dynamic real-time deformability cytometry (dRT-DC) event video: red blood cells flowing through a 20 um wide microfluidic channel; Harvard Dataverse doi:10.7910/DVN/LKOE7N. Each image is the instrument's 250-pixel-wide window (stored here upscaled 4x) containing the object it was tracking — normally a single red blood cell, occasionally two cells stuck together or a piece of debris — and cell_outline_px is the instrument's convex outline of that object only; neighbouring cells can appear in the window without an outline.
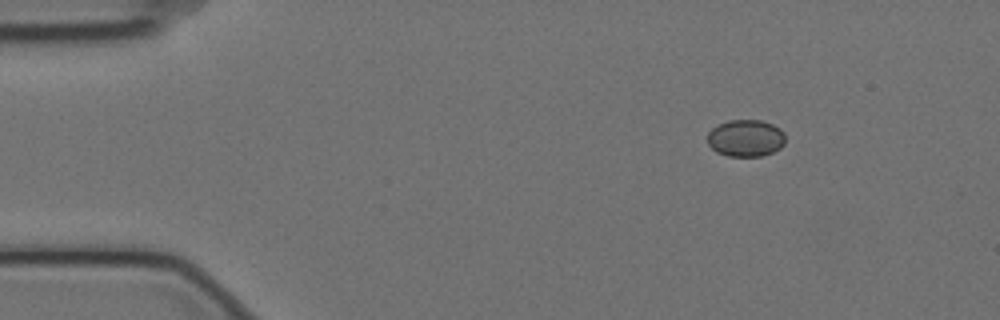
{"species": "Egyptian fruit bat (a non-hibernating species)", "species_latin": "Rousettus aegyptiacus", "temperature_condition": "cold", "stored_images_in_passage": 4, "camera_frame_rate_fps": 3000, "um_per_image_px": 0.085, "animal": {"sex": "female"}, "frame": {"image": 1, "passage_image": 1, "time_ms": 0.0, "image_size_px": [1000, 320], "cell_outline_px": [[784, 144], [780, 148], [772, 152], [760, 156], [728, 156], [716, 152], [708, 144], [708, 132], [716, 124], [728, 120], [760, 120], [772, 124], [780, 128], [784, 132]], "centroid_in_image_um": [63.37, 11.73], "position_along_channel_um": 21.6, "area_um2": 16.88}}
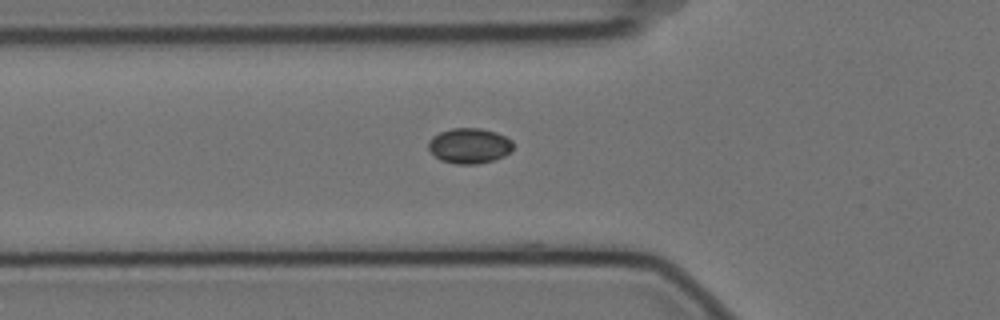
{"frame": {"image": 2, "passage_image": 4, "time_ms": 1.0, "image_size_px": [1000, 320], "cell_outline_px": [[512, 148], [504, 156], [492, 160], [476, 164], [456, 164], [440, 160], [428, 148], [428, 140], [432, 136], [440, 132], [452, 128], [480, 128], [496, 132], [512, 140]], "centroid_in_image_um": [39.87, 12.38], "position_along_channel_um": 85.9, "area_um2": 17.34}}